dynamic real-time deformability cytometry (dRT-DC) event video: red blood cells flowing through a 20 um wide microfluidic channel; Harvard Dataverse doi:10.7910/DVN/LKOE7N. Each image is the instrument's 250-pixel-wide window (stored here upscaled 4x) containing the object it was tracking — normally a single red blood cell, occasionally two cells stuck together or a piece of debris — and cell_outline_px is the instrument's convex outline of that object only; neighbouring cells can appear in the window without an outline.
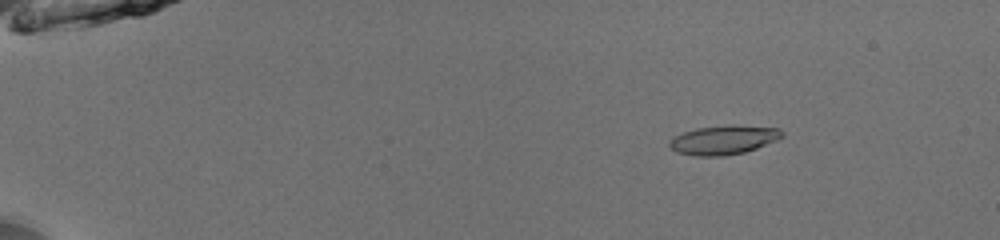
{"species": "common noctule bat (a hibernating species)", "species_latin": "Nyctalus noctula", "temperature_condition": "room temperature", "stored_images_in_passage": 53, "camera_frame_rate_fps": 3000, "um_per_image_px": 0.085, "animal": {"sex": "male", "body_mass_g": 13.0, "forearm_length_mm": 53.1}, "frame": {"image": 1, "passage_image": 9, "time_ms": 2.667, "image_size_px": [1000, 240], "cell_outline_px": [[784, 136], [776, 140], [756, 148], [744, 152], [724, 156], [696, 156], [676, 152], [668, 144], [676, 136], [684, 132], [696, 128], [732, 124], [780, 128], [784, 132]], "centroid_in_image_um": [61.55, 11.88], "position_along_channel_um": 23.5, "area_um2": 19.07}}
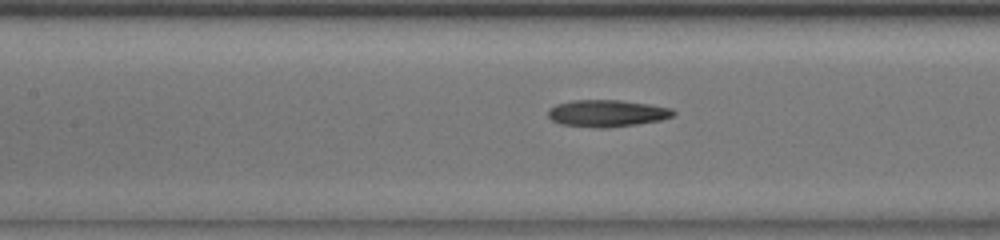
{"frame": {"image": 2, "passage_image": 27, "time_ms": 8.667, "image_size_px": [1000, 240], "cell_outline_px": [[676, 112], [672, 116], [660, 120], [636, 124], [608, 128], [596, 128], [560, 124], [552, 120], [548, 116], [548, 108], [556, 104], [572, 100], [620, 100], [648, 104], [672, 108]], "centroid_in_image_um": [51.56, 9.63], "position_along_channel_um": 155.8, "area_um2": 19.71}}
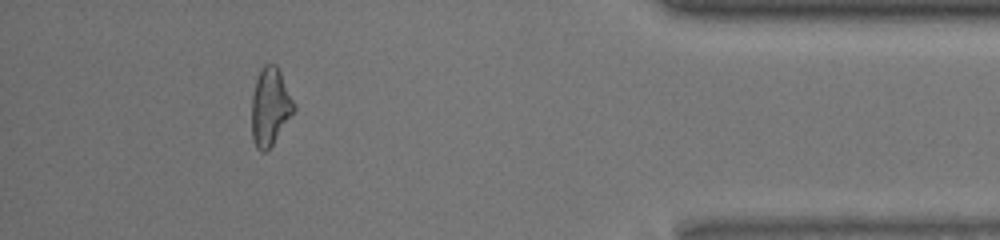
{"frame": {"image": 3, "passage_image": 49, "time_ms": 16.0, "image_size_px": [1000, 240], "cell_outline_px": [[296, 108], [272, 144], [264, 152], [260, 152], [256, 148], [252, 140], [252, 96], [256, 80], [264, 64], [276, 64], [296, 104]], "centroid_in_image_um": [22.96, 9.08], "position_along_channel_um": 412.2, "area_um2": 18.9}, "authors_computed_cell_mechanics": {"area_um2": 19.0162, "velocity_mm_per_s": 3.9865, "shape_relaxation_time_tau1_ms": null, "shape_relaxation_time_tau2_ms": 3.7969, "deformation_change_tau1": null, "deformation_change_tau2": 0.1364}}